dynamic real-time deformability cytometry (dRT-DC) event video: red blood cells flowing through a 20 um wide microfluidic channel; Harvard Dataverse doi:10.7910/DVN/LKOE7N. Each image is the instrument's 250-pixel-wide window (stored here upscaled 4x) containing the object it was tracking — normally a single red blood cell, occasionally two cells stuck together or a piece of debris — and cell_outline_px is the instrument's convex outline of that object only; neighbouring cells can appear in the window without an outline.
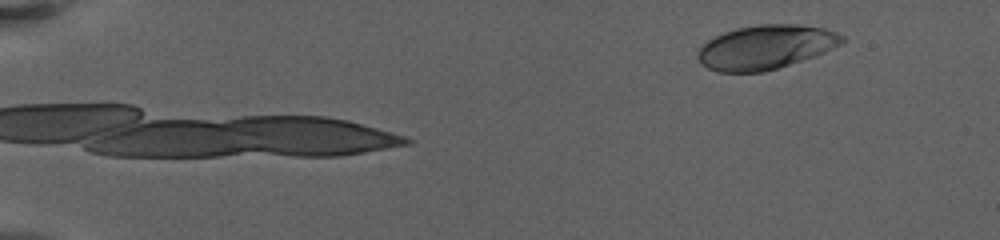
{"species": "human", "species_latin": "Homo sapiens", "temperature_condition": "warm", "stored_images_in_passage": 27, "camera_frame_rate_fps": 3000, "um_per_image_px": 0.085, "donor": {"sex": "female"}, "frame": {"image": 1, "passage_image": 1, "time_ms": 0.0, "image_size_px": [1000, 240], "cell_outline_px": [[844, 40], [840, 44], [824, 52], [764, 72], [720, 72], [708, 68], [700, 64], [696, 56], [696, 52], [708, 40], [724, 32], [736, 28], [760, 24], [796, 24], [824, 28], [836, 32], [844, 36]], "centroid_in_image_um": [65.04, 4.0], "position_along_channel_um": 20.0, "area_um2": 36.82}}
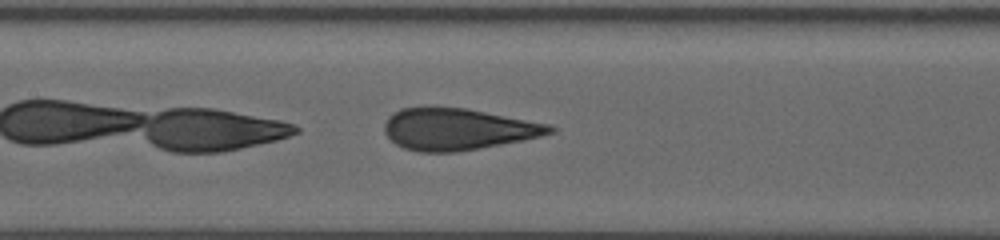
{"frame": {"image": 2, "passage_image": 10, "time_ms": 3.667, "image_size_px": [1000, 240], "cell_outline_px": [[556, 132], [524, 140], [480, 148], [456, 152], [420, 152], [404, 148], [396, 144], [384, 132], [384, 124], [388, 116], [400, 108], [464, 108], [548, 124], [556, 128]], "centroid_in_image_um": [38.9, 10.99], "position_along_channel_um": 168.5, "area_um2": 39.71}}
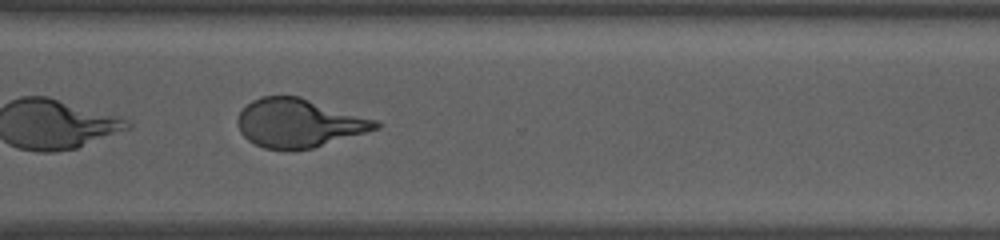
{"frame": {"image": 3, "passage_image": 22, "time_ms": 9.0, "image_size_px": [1000, 240], "cell_outline_px": [[380, 128], [312, 148], [264, 148], [248, 140], [240, 132], [236, 120], [240, 112], [252, 100], [260, 96], [300, 96], [376, 120], [380, 124]], "centroid_in_image_um": [25.38, 10.43], "position_along_channel_um": 345.2, "area_um2": 38.49}, "authors_computed_cell_mechanics": {"area_um2": 40.2288, "velocity_mm_per_s": 3.3183, "shape_relaxation_time_tau1_ms": 6.3697, "shape_relaxation_time_tau2_ms": null, "deformation_change_tau1": 0.2176, "deformation_change_tau2": null}}